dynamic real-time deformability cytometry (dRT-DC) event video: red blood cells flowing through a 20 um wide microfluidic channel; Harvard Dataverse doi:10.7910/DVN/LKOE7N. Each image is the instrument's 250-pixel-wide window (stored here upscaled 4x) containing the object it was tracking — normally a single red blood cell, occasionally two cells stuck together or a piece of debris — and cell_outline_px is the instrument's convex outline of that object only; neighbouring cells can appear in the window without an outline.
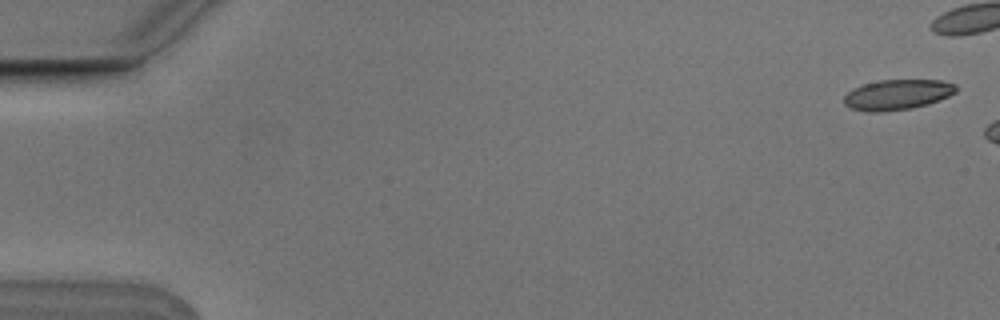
{"species": "Egyptian fruit bat (a non-hibernating species)", "species_latin": "Rousettus aegyptiacus", "temperature_condition": "cold", "stored_images_in_passage": 3, "camera_frame_rate_fps": 3000, "um_per_image_px": 0.085, "animal": {"sex": "male"}, "frame": {"image": 1, "passage_image": 1, "time_ms": 0.0, "image_size_px": [1000, 320], "cell_outline_px": [[956, 92], [940, 100], [928, 104], [912, 108], [884, 112], [868, 112], [852, 108], [844, 104], [844, 96], [852, 88], [864, 84], [880, 80], [940, 80], [956, 84]], "centroid_in_image_um": [76.27, 8.05], "position_along_channel_um": 8.7, "area_um2": 19.83}}